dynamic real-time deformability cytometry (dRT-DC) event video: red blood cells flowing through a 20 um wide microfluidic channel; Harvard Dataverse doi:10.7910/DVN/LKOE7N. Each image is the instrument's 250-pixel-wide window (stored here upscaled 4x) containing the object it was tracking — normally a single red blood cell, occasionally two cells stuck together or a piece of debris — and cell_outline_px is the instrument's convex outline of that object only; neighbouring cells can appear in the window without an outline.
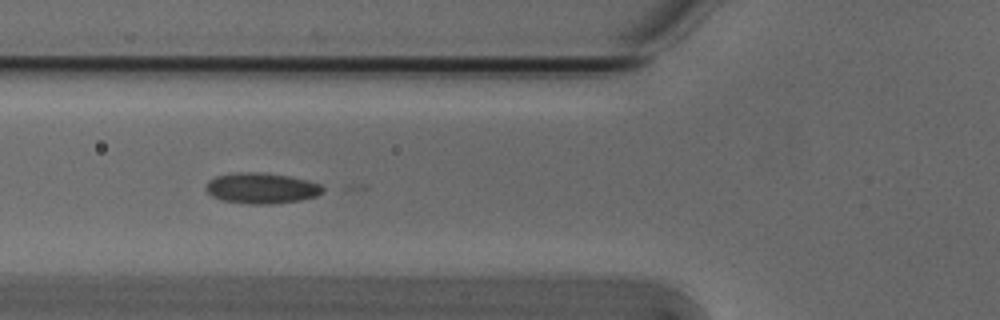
{"species": "Egyptian fruit bat (a non-hibernating species)", "species_latin": "Rousettus aegyptiacus", "temperature_condition": "cold", "stored_images_in_passage": 49, "camera_frame_rate_fps": 3000, "um_per_image_px": 0.085, "animal": {"sex": "male"}, "frame": {"image": 1, "passage_image": 14, "time_ms": 4.333, "image_size_px": [1000, 320], "cell_outline_px": [[328, 188], [324, 192], [316, 196], [300, 200], [272, 204], [248, 204], [224, 200], [212, 196], [204, 188], [208, 180], [216, 176], [236, 172], [260, 172], [288, 176], [308, 180], [320, 184]], "centroid_in_image_um": [22.25, 15.99], "position_along_channel_um": 103.5, "area_um2": 21.1}}
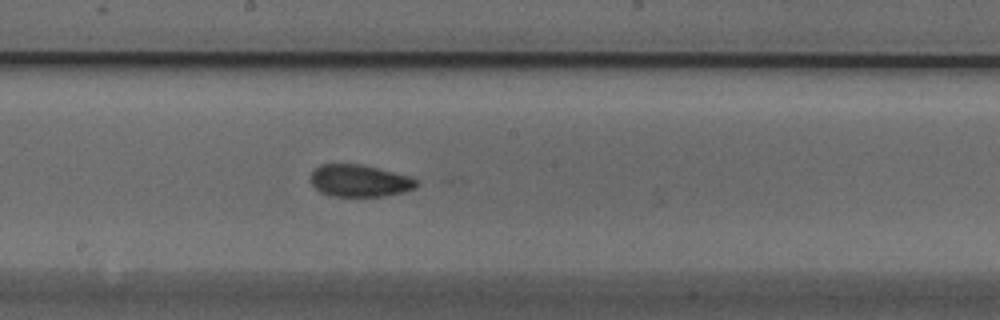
{"frame": {"image": 2, "passage_image": 23, "time_ms": 7.333, "image_size_px": [1000, 320], "cell_outline_px": [[420, 184], [416, 188], [404, 192], [384, 196], [332, 196], [320, 192], [312, 184], [312, 172], [320, 164], [360, 164], [412, 176], [420, 180]], "centroid_in_image_um": [30.64, 15.37], "position_along_channel_um": 217.6, "area_um2": 19.94}}
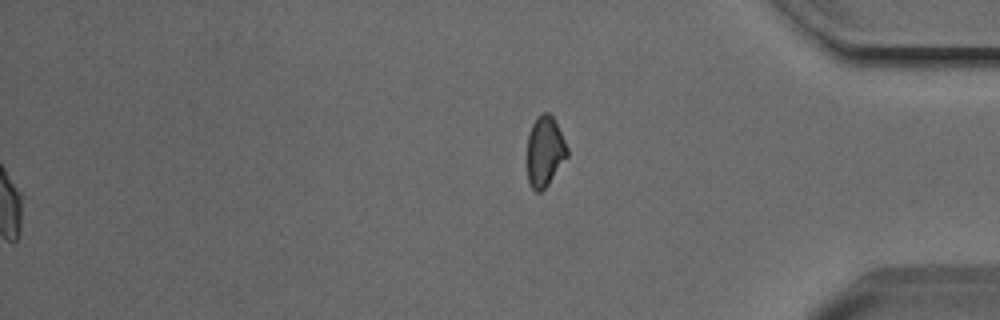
{"frame": {"image": 3, "passage_image": 49, "time_ms": 16.0, "image_size_px": [1000, 320], "cell_outline_px": [[568, 156], [548, 184], [540, 192], [536, 192], [532, 188], [528, 180], [528, 136], [532, 124], [536, 116], [540, 112], [548, 112], [552, 116], [568, 148]], "centroid_in_image_um": [46.31, 12.85], "position_along_channel_um": 388.9, "area_um2": 16.24}, "authors_computed_cell_mechanics": {"area_um2": 20.3456, "velocity_mm_per_s": 3.8113, "shape_relaxation_time_tau1_ms": 2.9797, "shape_relaxation_time_tau2_ms": 1.4033, "deformation_change_tau1": 0.0988, "deformation_change_tau2": 0.0621}}